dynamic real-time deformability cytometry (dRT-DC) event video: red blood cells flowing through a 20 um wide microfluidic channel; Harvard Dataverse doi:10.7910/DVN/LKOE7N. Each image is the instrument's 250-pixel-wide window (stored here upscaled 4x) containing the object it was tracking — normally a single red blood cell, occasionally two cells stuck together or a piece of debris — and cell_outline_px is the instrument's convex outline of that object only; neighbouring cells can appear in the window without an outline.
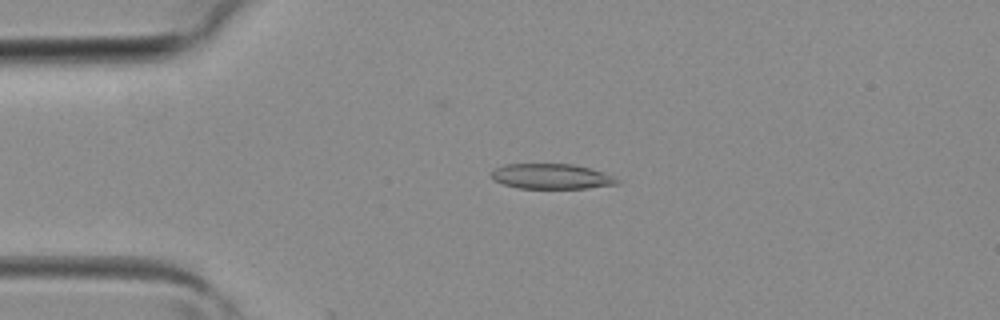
{"species": "common noctule bat (a hibernating species)", "species_latin": "Nyctalus noctula", "temperature_condition": "room temperature", "stored_images_in_passage": 2, "camera_frame_rate_fps": 3000, "um_per_image_px": 0.085, "animal": {"sex": "female", "body_mass_g": 19.3, "forearm_length_mm": 54.1}, "frame": {"image": 1, "passage_image": 2, "time_ms": 0.333, "image_size_px": [1000, 320], "cell_outline_px": [[620, 184], [588, 188], [516, 188], [492, 180], [492, 172], [496, 168], [504, 164], [572, 164], [588, 168], [612, 176], [620, 180]], "centroid_in_image_um": [46.86, 15.0], "position_along_channel_um": 38.1, "area_um2": 18.32}}